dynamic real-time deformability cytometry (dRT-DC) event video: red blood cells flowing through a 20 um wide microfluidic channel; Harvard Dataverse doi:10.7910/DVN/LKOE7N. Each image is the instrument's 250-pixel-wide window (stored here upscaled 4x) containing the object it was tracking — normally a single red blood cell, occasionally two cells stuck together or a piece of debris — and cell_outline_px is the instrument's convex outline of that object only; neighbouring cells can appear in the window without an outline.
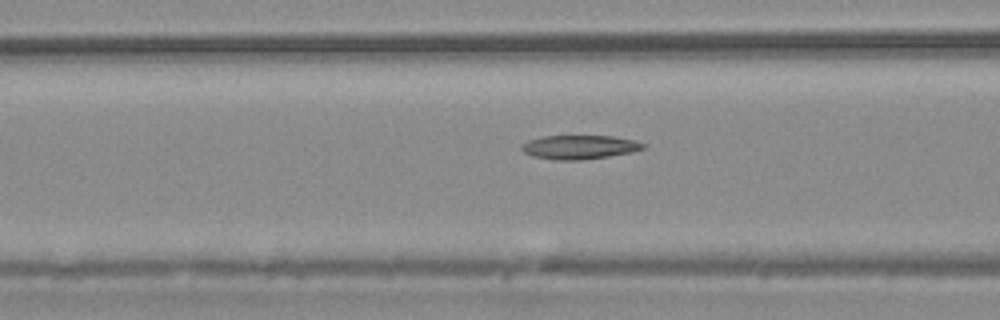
{"species": "common noctule bat (a hibernating species)", "species_latin": "Nyctalus noctula", "temperature_condition": "warm", "stored_images_in_passage": 55, "camera_frame_rate_fps": 3000, "um_per_image_px": 0.085, "animal": {"sex": "male", "body_mass_g": 20.4}, "frame": {"image": 1, "passage_image": 22, "time_ms": 7.0, "image_size_px": [1000, 320], "cell_outline_px": [[648, 144], [644, 148], [632, 152], [608, 156], [580, 160], [552, 160], [532, 156], [524, 152], [520, 148], [520, 144], [528, 140], [544, 136], [612, 136], [636, 140]], "centroid_in_image_um": [49.24, 12.5], "position_along_channel_um": 117.4, "area_um2": 17.11}}
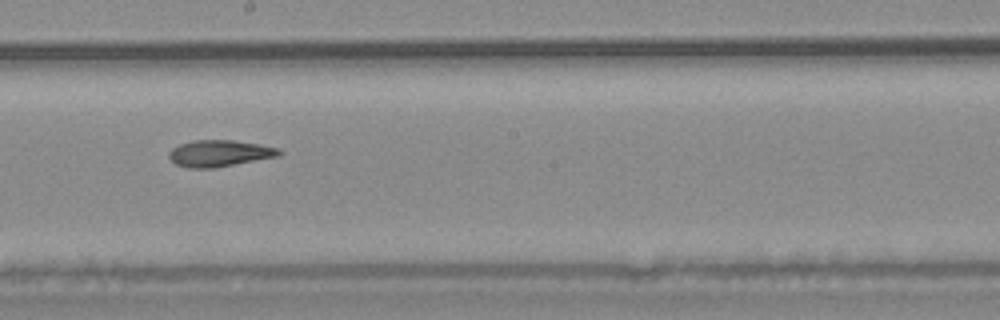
{"frame": {"image": 2, "passage_image": 31, "time_ms": 10.0, "image_size_px": [1000, 320], "cell_outline_px": [[284, 152], [280, 156], [212, 168], [188, 168], [176, 164], [168, 156], [168, 152], [172, 148], [180, 144], [192, 140], [232, 140], [260, 144], [280, 148]], "centroid_in_image_um": [18.68, 13.02], "position_along_channel_um": 229.5, "area_um2": 17.11}}
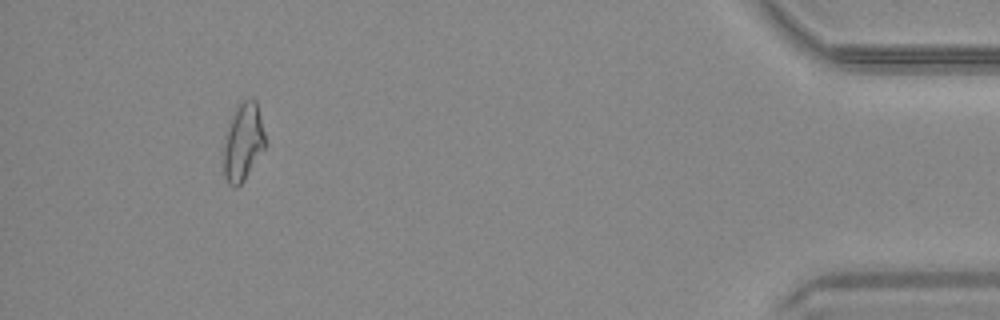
{"frame": {"image": 3, "passage_image": 51, "time_ms": 16.667, "image_size_px": [1000, 320], "cell_outline_px": [[264, 148], [244, 180], [236, 188], [232, 188], [228, 184], [224, 176], [224, 136], [232, 116], [236, 108], [244, 100], [256, 100], [264, 132]], "centroid_in_image_um": [20.63, 12.12], "position_along_channel_um": 414.6, "area_um2": 18.44}, "authors_computed_cell_mechanics": {"area_um2": 18.0914, "velocity_mm_per_s": 3.7352, "shape_relaxation_time_tau1_ms": null, "shape_relaxation_time_tau2_ms": 8.4835, "deformation_change_tau1": null, "deformation_change_tau2": 0.1749}}